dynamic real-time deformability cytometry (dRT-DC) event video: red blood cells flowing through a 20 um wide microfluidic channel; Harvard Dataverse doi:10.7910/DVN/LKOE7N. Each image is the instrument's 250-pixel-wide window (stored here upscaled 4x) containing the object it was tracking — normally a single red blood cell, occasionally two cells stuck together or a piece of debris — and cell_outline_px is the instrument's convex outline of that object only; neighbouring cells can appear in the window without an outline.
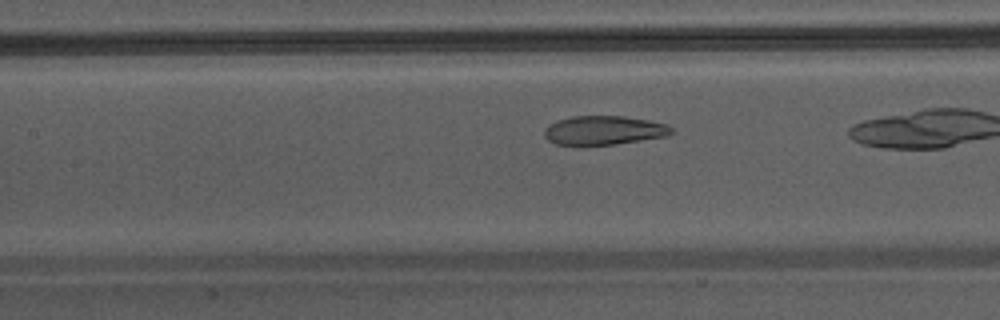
{"species": "Egyptian fruit bat (a non-hibernating species)", "species_latin": "Rousettus aegyptiacus", "temperature_condition": "warm", "stored_images_in_passage": 14, "camera_frame_rate_fps": 3000, "um_per_image_px": 0.085, "animal": {"sex": "male"}, "frame": {"image": 1, "passage_image": 12, "time_ms": 3.667, "image_size_px": [1000, 320], "cell_outline_px": [[672, 132], [668, 136], [612, 144], [556, 144], [548, 140], [544, 136], [544, 128], [548, 124], [556, 120], [572, 116], [624, 116], [648, 120], [668, 124], [672, 128]], "centroid_in_image_um": [51.31, 11.06], "position_along_channel_um": 156.1, "area_um2": 21.33}}